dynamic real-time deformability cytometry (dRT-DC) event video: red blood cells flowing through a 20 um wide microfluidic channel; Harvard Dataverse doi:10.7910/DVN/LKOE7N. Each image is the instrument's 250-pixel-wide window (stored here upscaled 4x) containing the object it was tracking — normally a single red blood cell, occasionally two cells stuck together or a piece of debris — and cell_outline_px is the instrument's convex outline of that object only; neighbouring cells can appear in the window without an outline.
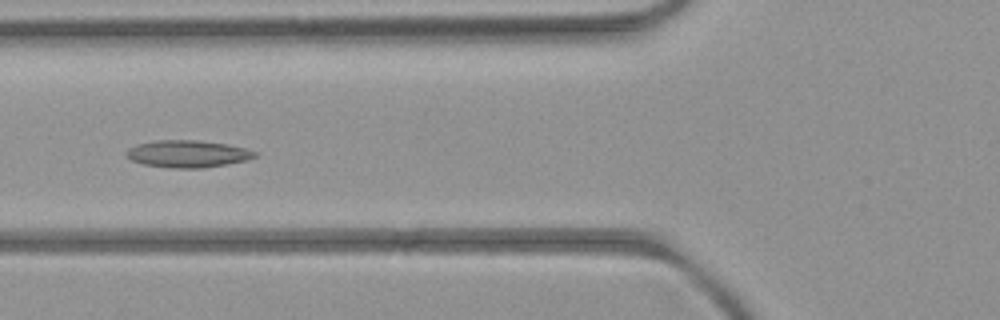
{"species": "common noctule bat (a hibernating species)", "species_latin": "Nyctalus noctula", "temperature_condition": "room temperature", "stored_images_in_passage": 5, "camera_frame_rate_fps": 3000, "um_per_image_px": 0.085, "animal": {"sex": "female", "body_mass_g": 21.9}, "frame": {"image": 1, "passage_image": 5, "time_ms": 4.667, "image_size_px": [1000, 320], "cell_outline_px": [[256, 156], [248, 160], [204, 168], [172, 168], [144, 164], [132, 160], [124, 156], [124, 152], [128, 148], [136, 144], [156, 140], [200, 140], [228, 144], [244, 148], [256, 152]], "centroid_in_image_um": [15.91, 13.07], "position_along_channel_um": 109.9, "area_um2": 20.46}}